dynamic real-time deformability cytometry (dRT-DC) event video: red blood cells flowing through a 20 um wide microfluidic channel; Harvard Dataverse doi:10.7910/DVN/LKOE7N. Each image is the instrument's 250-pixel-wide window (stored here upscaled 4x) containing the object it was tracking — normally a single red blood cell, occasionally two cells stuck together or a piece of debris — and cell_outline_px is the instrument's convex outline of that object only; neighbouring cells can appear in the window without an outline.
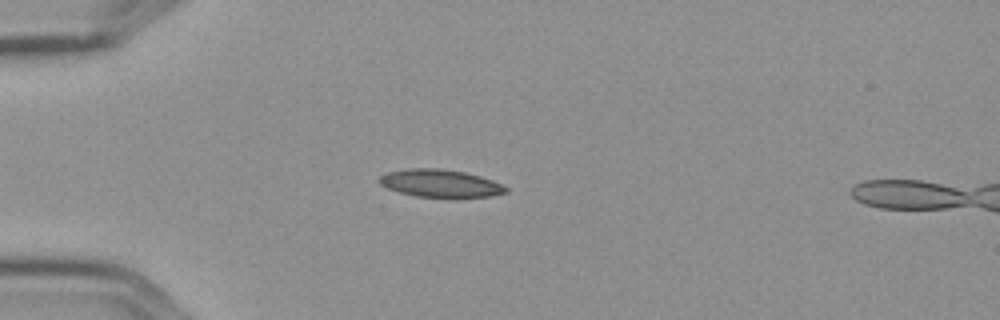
{"species": "Egyptian fruit bat (a non-hibernating species)", "species_latin": "Rousettus aegyptiacus", "temperature_condition": "cold", "stored_images_in_passage": 8, "camera_frame_rate_fps": 3000, "um_per_image_px": 0.085, "frame": {"image": 1, "passage_image": 4, "time_ms": 1.0, "image_size_px": [1000, 320], "cell_outline_px": [[508, 192], [492, 196], [416, 196], [400, 192], [388, 188], [380, 184], [380, 176], [388, 172], [408, 168], [436, 168], [464, 172], [480, 176], [492, 180], [508, 188]], "centroid_in_image_um": [37.42, 15.56], "position_along_channel_um": 47.6, "area_um2": 19.88}}
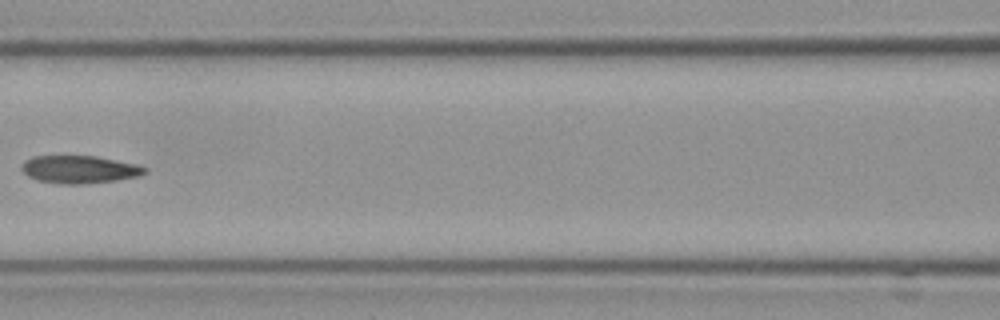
{"frame": {"image": 2, "passage_image": 7, "time_ms": 2.0, "image_size_px": [1000, 320], "cell_outline_px": [[148, 172], [140, 176], [116, 180], [80, 184], [60, 184], [36, 180], [28, 176], [20, 168], [24, 160], [32, 156], [96, 156], [136, 164], [148, 168]], "centroid_in_image_um": [6.75, 14.4], "position_along_channel_um": 159.9, "area_um2": 20.0}}
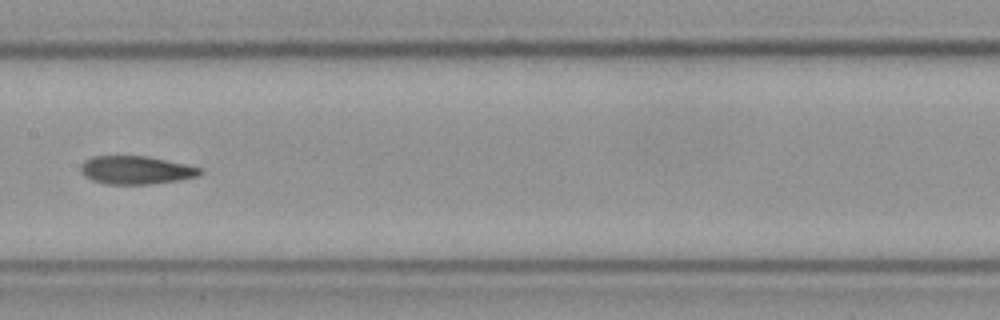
{"frame": {"image": 3, "passage_image": 8, "time_ms": 2.333, "image_size_px": [1000, 320], "cell_outline_px": [[204, 172], [200, 176], [180, 180], [148, 184], [104, 184], [92, 180], [80, 172], [80, 164], [84, 160], [92, 156], [148, 156], [184, 164], [200, 168]], "centroid_in_image_um": [11.54, 14.46], "position_along_channel_um": 195.9, "area_um2": 19.71}}